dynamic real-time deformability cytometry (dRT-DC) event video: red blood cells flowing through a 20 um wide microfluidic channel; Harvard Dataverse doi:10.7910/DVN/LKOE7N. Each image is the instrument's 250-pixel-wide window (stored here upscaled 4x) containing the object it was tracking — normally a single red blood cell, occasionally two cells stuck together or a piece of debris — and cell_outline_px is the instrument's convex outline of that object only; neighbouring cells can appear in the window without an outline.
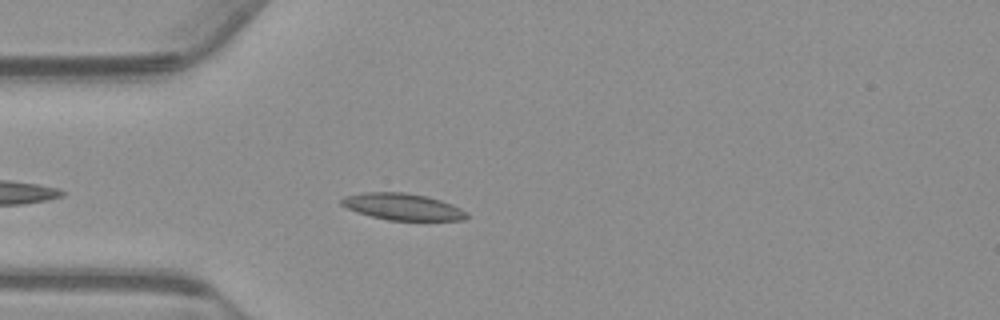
{"species": "common noctule bat (a hibernating species)", "species_latin": "Nyctalus noctula", "temperature_condition": "warm", "stored_images_in_passage": 30, "camera_frame_rate_fps": 3000, "um_per_image_px": 0.085, "animal": {"sex": "male", "body_mass_g": 23.1, "forearm_length_mm": 52.7}, "frame": {"image": 1, "passage_image": 5, "time_ms": 1.333, "image_size_px": [1000, 320], "cell_outline_px": [[468, 216], [464, 220], [388, 220], [356, 212], [340, 204], [340, 200], [344, 196], [364, 192], [404, 192], [428, 196], [452, 204], [468, 212]], "centroid_in_image_um": [34.22, 17.56], "position_along_channel_um": 50.8, "area_um2": 19.48}}
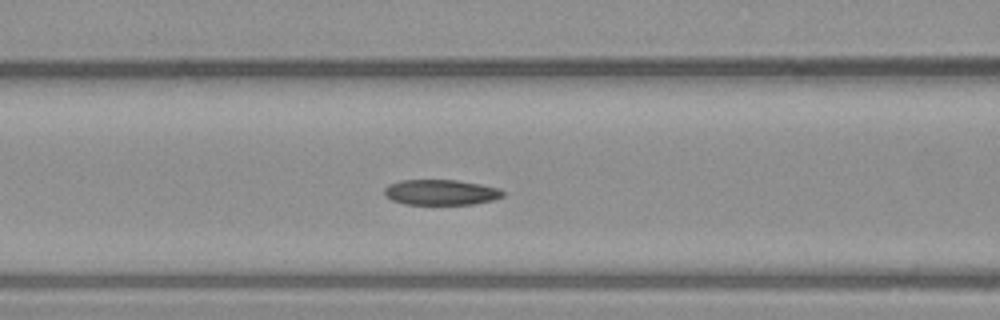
{"frame": {"image": 2, "passage_image": 12, "time_ms": 3.667, "image_size_px": [1000, 320], "cell_outline_px": [[504, 196], [496, 200], [472, 204], [404, 204], [392, 200], [384, 196], [384, 188], [388, 184], [400, 180], [456, 180], [480, 184], [500, 188], [504, 192]], "centroid_in_image_um": [37.48, 16.34], "position_along_channel_um": 129.1, "area_um2": 17.74}}
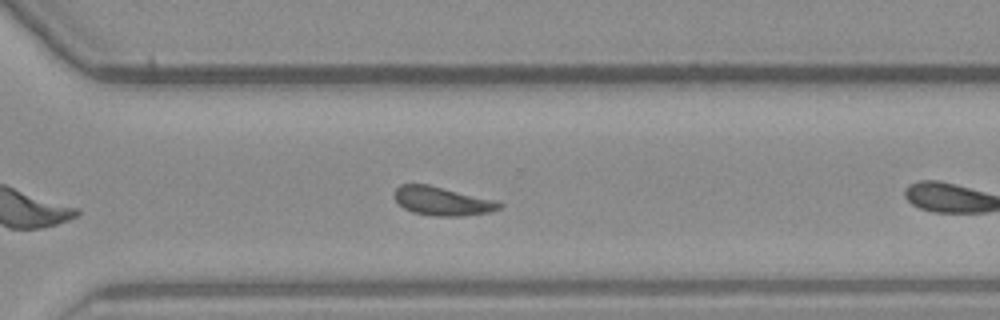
{"frame": {"image": 3, "passage_image": 25, "time_ms": 8.0, "image_size_px": [1000, 320], "cell_outline_px": [[504, 204], [500, 208], [492, 212], [460, 216], [436, 216], [412, 212], [404, 208], [392, 196], [392, 192], [400, 184], [428, 184], [500, 200]], "centroid_in_image_um": [37.63, 17.08], "position_along_channel_um": 333.0, "area_um2": 17.98}, "authors_computed_cell_mechanics": {"area_um2": 17.9469, "velocity_mm_per_s": 3.739, "shape_relaxation_time_tau1_ms": 3.7192, "shape_relaxation_time_tau2_ms": null, "deformation_change_tau1": 0.0884, "deformation_change_tau2": null}}